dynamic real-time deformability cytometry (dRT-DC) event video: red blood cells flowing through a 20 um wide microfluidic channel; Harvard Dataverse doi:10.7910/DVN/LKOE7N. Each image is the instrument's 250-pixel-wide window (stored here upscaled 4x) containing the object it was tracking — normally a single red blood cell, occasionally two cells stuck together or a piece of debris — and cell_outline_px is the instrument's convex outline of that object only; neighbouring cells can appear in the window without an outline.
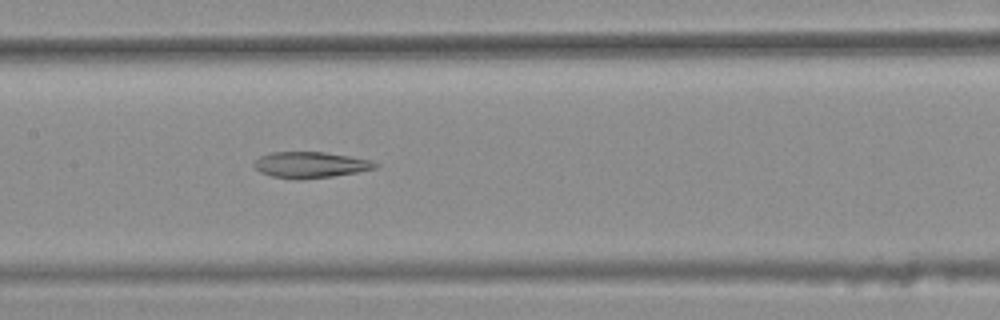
{"species": "common noctule bat (a hibernating species)", "species_latin": "Nyctalus noctula", "temperature_condition": "warm", "stored_images_in_passage": 47, "segment_of_instrument_passage": [2, 2], "camera_frame_rate_fps": 3000, "um_per_image_px": 0.085, "animal": {"sex": "female", "body_mass_g": 25.1}, "frame": {"image": 1, "passage_image": 26, "time_ms": 8.333, "image_size_px": [1000, 320], "cell_outline_px": [[380, 164], [376, 168], [356, 172], [332, 176], [300, 180], [296, 180], [272, 176], [260, 172], [252, 164], [260, 156], [272, 152], [324, 152], [372, 160]], "centroid_in_image_um": [26.38, 14.01], "position_along_channel_um": 181.0, "area_um2": 18.38}}
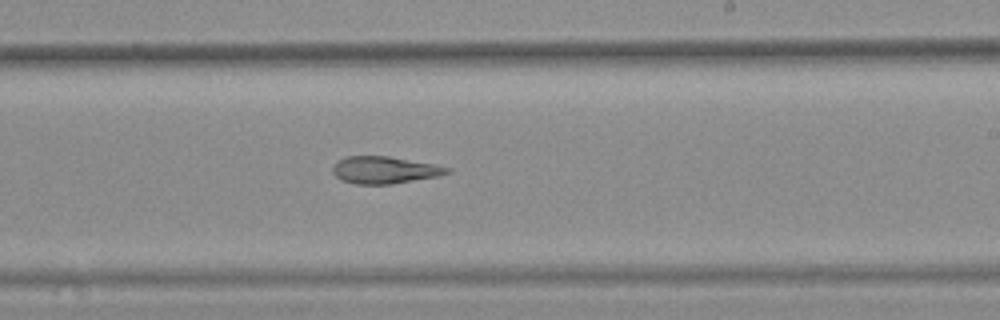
{"frame": {"image": 2, "passage_image": 32, "time_ms": 10.333, "image_size_px": [1000, 320], "cell_outline_px": [[452, 172], [440, 176], [392, 184], [356, 184], [340, 180], [332, 172], [332, 168], [336, 160], [344, 156], [388, 156], [432, 164], [452, 168]], "centroid_in_image_um": [32.67, 14.45], "position_along_channel_um": 256.3, "area_um2": 18.26}}
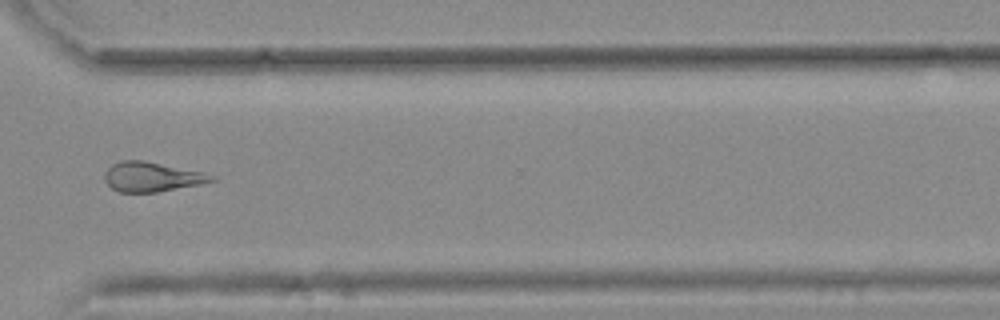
{"frame": {"image": 3, "passage_image": 40, "time_ms": 13.0, "image_size_px": [1000, 320], "cell_outline_px": [[216, 180], [200, 184], [156, 192], [120, 192], [112, 188], [104, 180], [104, 172], [112, 164], [120, 160], [144, 160], [204, 172], [216, 176]], "centroid_in_image_um": [12.9, 15.02], "position_along_channel_um": 357.7, "area_um2": 18.5}}